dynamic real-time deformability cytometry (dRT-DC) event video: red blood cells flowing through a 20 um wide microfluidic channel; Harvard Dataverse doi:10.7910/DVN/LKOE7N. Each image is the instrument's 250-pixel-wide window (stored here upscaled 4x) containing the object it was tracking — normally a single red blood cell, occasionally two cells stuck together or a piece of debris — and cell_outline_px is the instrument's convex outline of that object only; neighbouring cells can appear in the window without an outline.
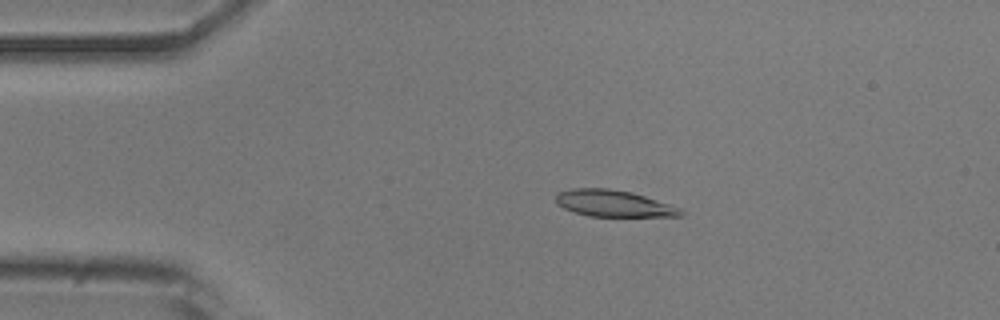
{"species": "common noctule bat (a hibernating species)", "species_latin": "Nyctalus noctula", "temperature_condition": "room temperature", "stored_images_in_passage": 33, "camera_frame_rate_fps": 3000, "um_per_image_px": 0.085, "animal": {"sex": "male", "body_mass_g": 20.5, "forearm_length_mm": 52.5}, "frame": {"image": 1, "passage_image": 10, "time_ms": 3.0, "image_size_px": [1000, 320], "cell_outline_px": [[684, 216], [588, 216], [564, 208], [556, 204], [556, 196], [560, 192], [572, 188], [608, 188], [632, 192], [680, 208], [684, 212]], "centroid_in_image_um": [52.15, 17.29], "position_along_channel_um": 32.9, "area_um2": 19.13}}
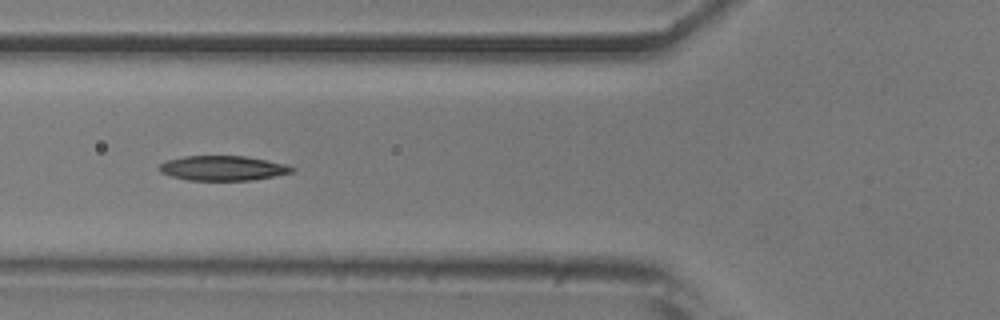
{"frame": {"image": 2, "passage_image": 19, "time_ms": 6.0, "image_size_px": [1000, 320], "cell_outline_px": [[296, 168], [292, 172], [252, 180], [188, 180], [172, 176], [160, 172], [156, 168], [160, 164], [168, 160], [184, 156], [244, 156], [268, 160], [284, 164]], "centroid_in_image_um": [18.91, 14.29], "position_along_channel_um": 106.9, "area_um2": 19.02}}
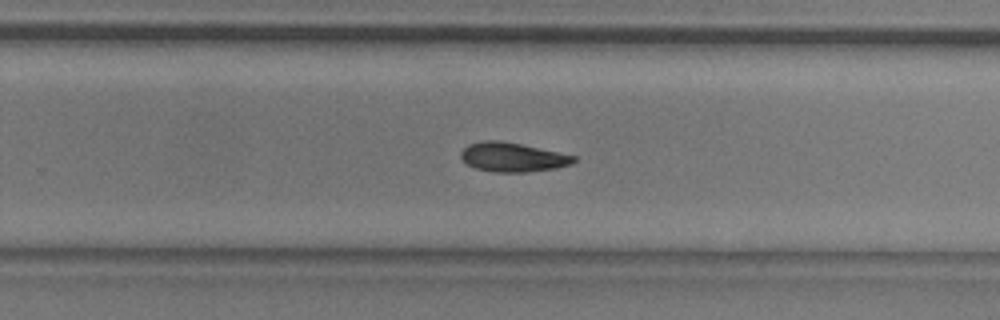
{"frame": {"image": 3, "passage_image": 33, "time_ms": 10.667, "image_size_px": [1000, 320], "cell_outline_px": [[576, 160], [572, 164], [556, 168], [524, 172], [496, 172], [476, 168], [468, 164], [460, 156], [460, 152], [468, 144], [484, 140], [500, 140], [520, 144], [576, 156]], "centroid_in_image_um": [43.56, 13.35], "position_along_channel_um": 286.2, "area_um2": 19.02}}